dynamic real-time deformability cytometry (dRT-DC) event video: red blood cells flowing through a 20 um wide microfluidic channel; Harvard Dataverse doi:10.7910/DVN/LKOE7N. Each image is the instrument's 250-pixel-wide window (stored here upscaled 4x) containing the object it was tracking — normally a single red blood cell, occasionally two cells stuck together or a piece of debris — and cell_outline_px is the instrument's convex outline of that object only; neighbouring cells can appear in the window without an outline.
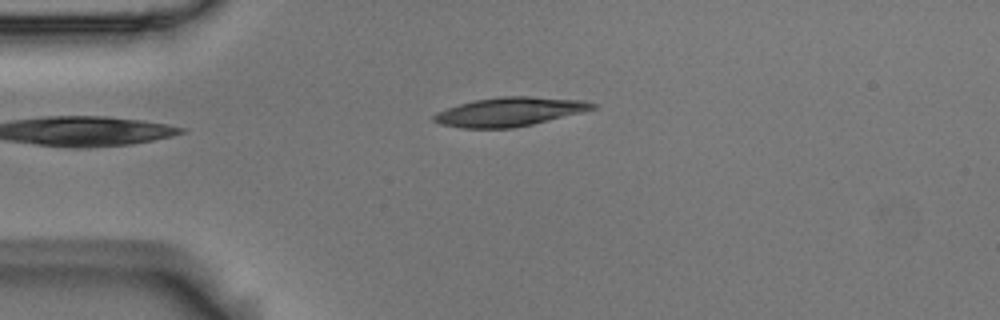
{"species": "Egyptian fruit bat (a non-hibernating species)", "species_latin": "Rousettus aegyptiacus", "temperature_condition": "room temperature", "stored_images_in_passage": 2, "camera_frame_rate_fps": 3000, "um_per_image_px": 0.085, "animal": {"sex": "male"}, "frame": {"image": 1, "passage_image": 1, "time_ms": 0.0, "image_size_px": [1000, 320], "cell_outline_px": [[596, 108], [532, 124], [512, 128], [460, 128], [440, 124], [432, 120], [432, 116], [436, 112], [472, 100], [500, 96], [528, 96], [580, 100], [596, 104]], "centroid_in_image_um": [43.23, 9.5], "position_along_channel_um": 41.8, "area_um2": 26.47}}